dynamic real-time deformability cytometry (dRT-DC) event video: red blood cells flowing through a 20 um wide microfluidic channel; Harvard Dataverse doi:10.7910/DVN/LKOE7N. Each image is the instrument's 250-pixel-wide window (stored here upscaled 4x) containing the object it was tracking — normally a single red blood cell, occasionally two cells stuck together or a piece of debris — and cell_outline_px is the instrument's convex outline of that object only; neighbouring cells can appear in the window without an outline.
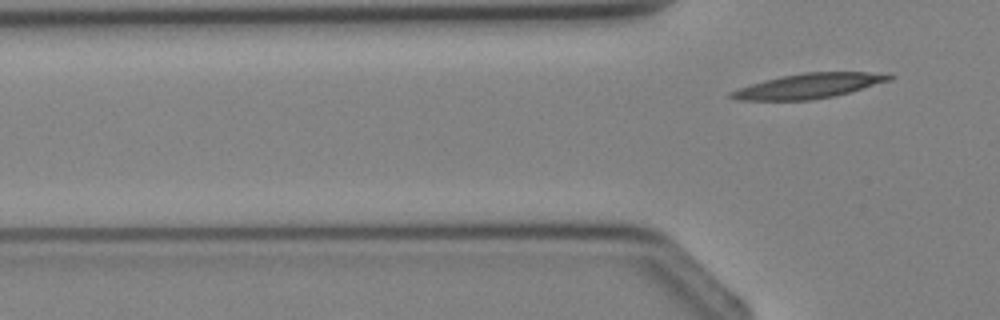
{"species": "Egyptian fruit bat (a non-hibernating species)", "species_latin": "Rousettus aegyptiacus", "temperature_condition": "cold", "stored_images_in_passage": 2, "camera_frame_rate_fps": 3000, "um_per_image_px": 0.085, "animal": {"sex": "female"}, "frame": {"image": 1, "passage_image": 2, "time_ms": 1.333, "image_size_px": [1000, 320], "cell_outline_px": [[896, 76], [892, 80], [836, 96], [812, 100], [736, 100], [728, 96], [728, 92], [764, 80], [780, 76], [804, 72], [888, 72]], "centroid_in_image_um": [68.82, 7.29], "position_along_channel_um": 57.0, "area_um2": 23.24}}